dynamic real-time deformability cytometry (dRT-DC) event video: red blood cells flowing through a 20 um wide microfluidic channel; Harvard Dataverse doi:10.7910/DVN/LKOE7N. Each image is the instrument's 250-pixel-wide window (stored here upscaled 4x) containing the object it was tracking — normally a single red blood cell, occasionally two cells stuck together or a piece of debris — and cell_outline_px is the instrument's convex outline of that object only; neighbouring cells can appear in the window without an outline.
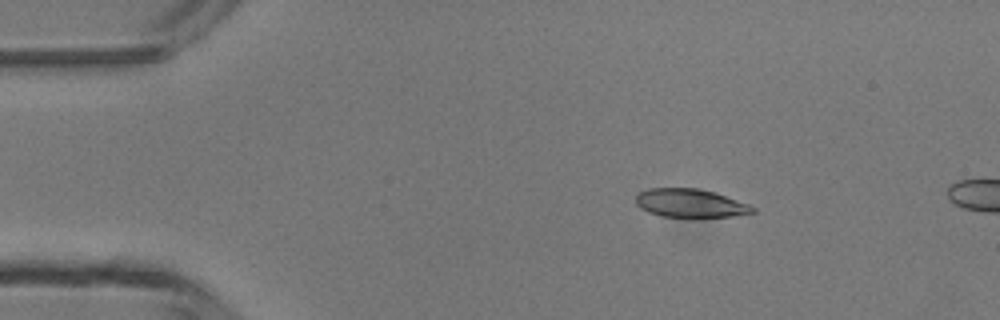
{"species": "common noctule bat (a hibernating species)", "species_latin": "Nyctalus noctula", "temperature_condition": "room temperature", "stored_images_in_passage": 3, "camera_frame_rate_fps": 3000, "um_per_image_px": 0.085, "animal": {"sex": "male", "body_mass_g": 13.3}, "frame": {"image": 1, "passage_image": 2, "time_ms": 1.333, "image_size_px": [1000, 320], "cell_outline_px": [[756, 212], [732, 216], [700, 220], [660, 216], [648, 212], [640, 208], [636, 204], [636, 196], [640, 192], [648, 188], [696, 188], [716, 192], [748, 204], [756, 208]], "centroid_in_image_um": [58.7, 17.32], "position_along_channel_um": 26.3, "area_um2": 20.23}}